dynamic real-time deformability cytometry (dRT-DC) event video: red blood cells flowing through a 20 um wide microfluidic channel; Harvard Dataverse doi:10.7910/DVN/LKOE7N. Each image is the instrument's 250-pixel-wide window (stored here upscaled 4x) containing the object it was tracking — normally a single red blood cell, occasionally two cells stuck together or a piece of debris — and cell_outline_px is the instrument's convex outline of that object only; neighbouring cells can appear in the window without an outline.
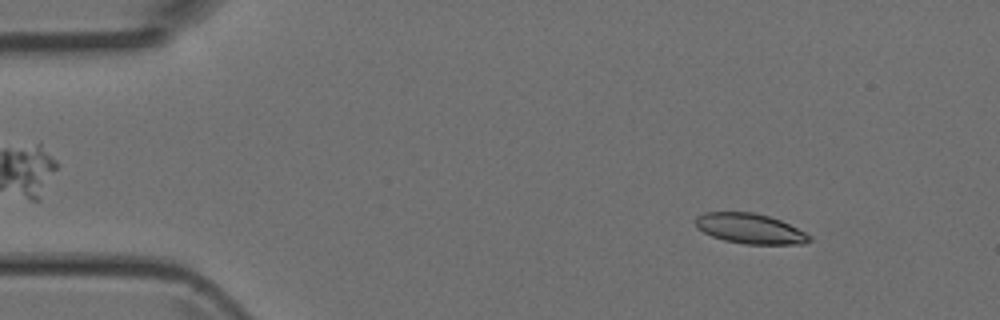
{"species": "Egyptian fruit bat (a non-hibernating species)", "species_latin": "Rousettus aegyptiacus", "temperature_condition": "room temperature", "stored_images_in_passage": 47, "camera_frame_rate_fps": 3000, "um_per_image_px": 0.085, "animal": {"sex": "female"}, "frame": {"image": 1, "passage_image": 5, "time_ms": 1.333, "image_size_px": [1000, 320], "cell_outline_px": [[812, 240], [804, 244], [744, 244], [724, 240], [712, 236], [696, 228], [696, 216], [704, 212], [752, 212], [768, 216], [780, 220], [812, 236]], "centroid_in_image_um": [63.74, 19.43], "position_along_channel_um": 21.3, "area_um2": 19.94}}
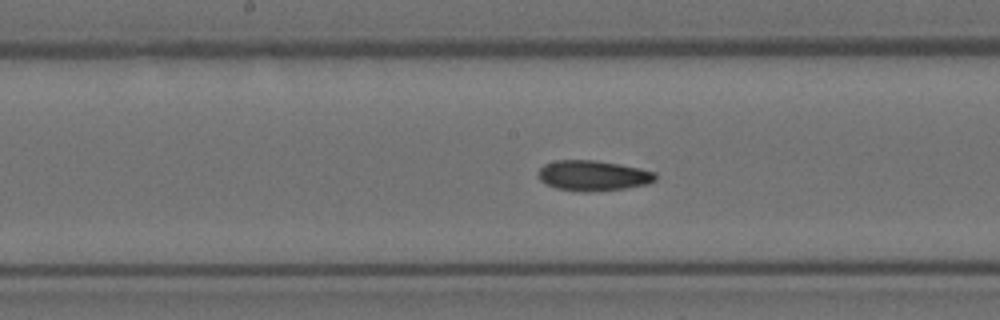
{"frame": {"image": 2, "passage_image": 23, "time_ms": 7.333, "image_size_px": [1000, 320], "cell_outline_px": [[656, 180], [648, 184], [624, 188], [584, 192], [556, 188], [540, 180], [536, 172], [544, 164], [556, 160], [596, 160], [640, 168], [656, 172]], "centroid_in_image_um": [50.4, 14.91], "position_along_channel_um": 197.8, "area_um2": 20.69}}
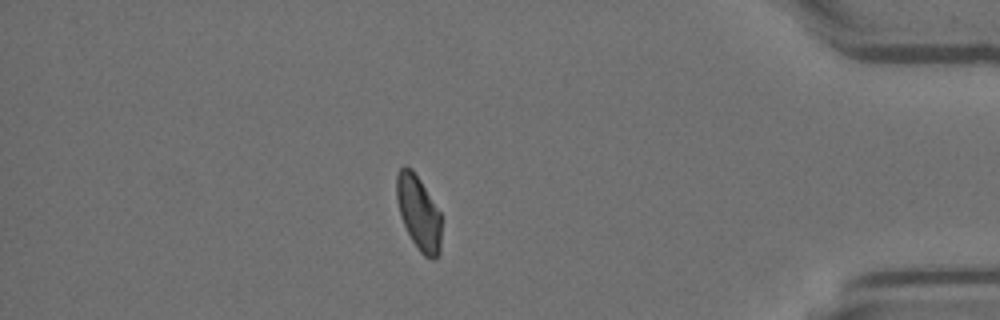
{"frame": {"image": 3, "passage_image": 40, "time_ms": 13.0, "image_size_px": [1000, 320], "cell_outline_px": [[440, 252], [436, 260], [432, 260], [424, 256], [420, 252], [412, 240], [400, 216], [396, 200], [396, 172], [404, 164], [412, 168], [420, 180], [440, 212]], "centroid_in_image_um": [35.56, 18.07], "position_along_channel_um": 399.6, "area_um2": 19.48}}